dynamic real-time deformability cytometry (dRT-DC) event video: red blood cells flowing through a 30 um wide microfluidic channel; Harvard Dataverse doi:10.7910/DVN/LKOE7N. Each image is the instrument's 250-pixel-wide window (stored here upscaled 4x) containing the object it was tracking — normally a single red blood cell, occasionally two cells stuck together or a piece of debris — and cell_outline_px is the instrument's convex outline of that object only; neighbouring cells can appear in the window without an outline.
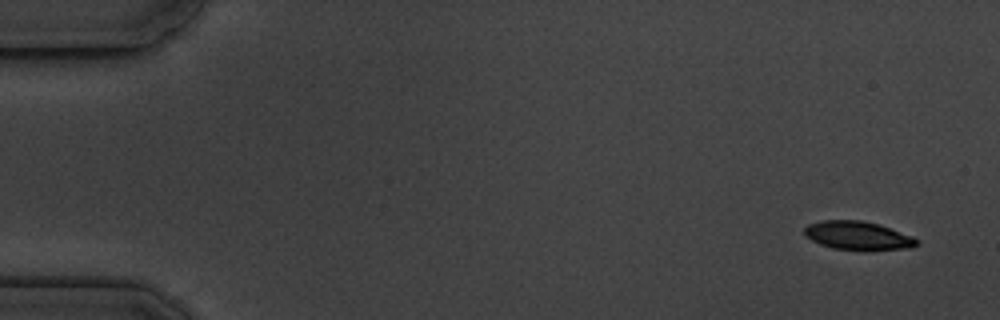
{"species": "common noctule bat (a hibernating species)", "species_latin": "Nyctalus noctula", "temperature_condition": "cold", "stored_images_in_passage": 5, "camera_frame_rate_fps": 3000, "um_per_image_px": 0.085, "animal": {"sex": "male", "body_mass_g": 19.5, "forearm_length_mm": 54.6}, "frame": {"image": 1, "passage_image": 1, "time_ms": 0.0, "image_size_px": [1000, 320], "cell_outline_px": [[916, 244], [912, 248], [832, 248], [820, 244], [804, 236], [804, 228], [808, 224], [820, 220], [860, 220], [880, 224], [912, 236], [916, 240]], "centroid_in_image_um": [72.84, 19.97], "position_along_channel_um": 12.2, "area_um2": 18.03}}
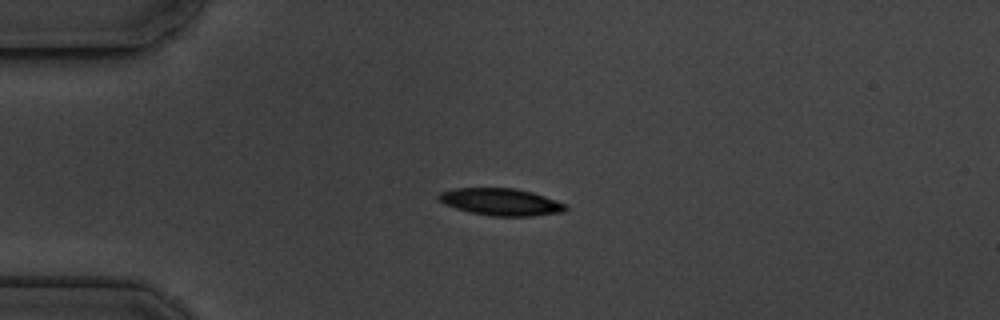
{"frame": {"image": 2, "passage_image": 4, "time_ms": 3.667, "image_size_px": [1000, 320], "cell_outline_px": [[568, 208], [564, 212], [532, 216], [492, 216], [472, 212], [456, 208], [444, 204], [436, 196], [440, 192], [456, 188], [512, 188], [532, 192], [544, 196], [564, 204]], "centroid_in_image_um": [42.56, 17.16], "position_along_channel_um": 42.4, "area_um2": 19.83}}